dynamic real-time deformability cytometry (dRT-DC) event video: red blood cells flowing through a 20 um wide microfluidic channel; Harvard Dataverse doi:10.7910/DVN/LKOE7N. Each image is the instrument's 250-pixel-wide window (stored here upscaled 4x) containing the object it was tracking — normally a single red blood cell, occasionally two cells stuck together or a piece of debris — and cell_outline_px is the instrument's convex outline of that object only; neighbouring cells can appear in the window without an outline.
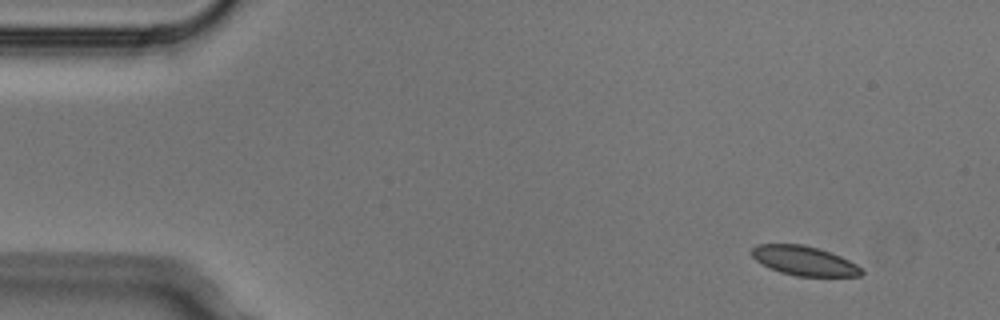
{"species": "Egyptian fruit bat (a non-hibernating species)", "species_latin": "Rousettus aegyptiacus", "temperature_condition": "cold", "stored_images_in_passage": 5, "camera_frame_rate_fps": 3000, "um_per_image_px": 0.085, "animal": {"sex": "male"}, "frame": {"image": 1, "passage_image": 1, "time_ms": 0.0, "image_size_px": [1000, 320], "cell_outline_px": [[864, 272], [860, 276], [796, 276], [780, 272], [756, 260], [752, 256], [752, 248], [756, 244], [804, 244], [840, 256], [864, 268]], "centroid_in_image_um": [68.38, 22.17], "position_along_channel_um": 16.6, "area_um2": 18.61}}
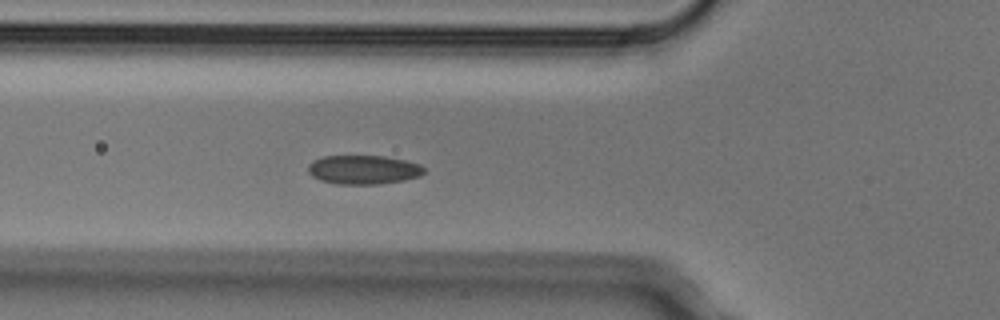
{"frame": {"image": 2, "passage_image": 5, "time_ms": 1.333, "image_size_px": [1000, 320], "cell_outline_px": [[424, 172], [420, 176], [404, 180], [380, 184], [336, 184], [320, 180], [312, 176], [308, 172], [308, 164], [312, 160], [324, 156], [384, 156], [404, 160], [420, 164], [424, 168]], "centroid_in_image_um": [30.87, 14.42], "position_along_channel_um": 94.9, "area_um2": 19.65}}